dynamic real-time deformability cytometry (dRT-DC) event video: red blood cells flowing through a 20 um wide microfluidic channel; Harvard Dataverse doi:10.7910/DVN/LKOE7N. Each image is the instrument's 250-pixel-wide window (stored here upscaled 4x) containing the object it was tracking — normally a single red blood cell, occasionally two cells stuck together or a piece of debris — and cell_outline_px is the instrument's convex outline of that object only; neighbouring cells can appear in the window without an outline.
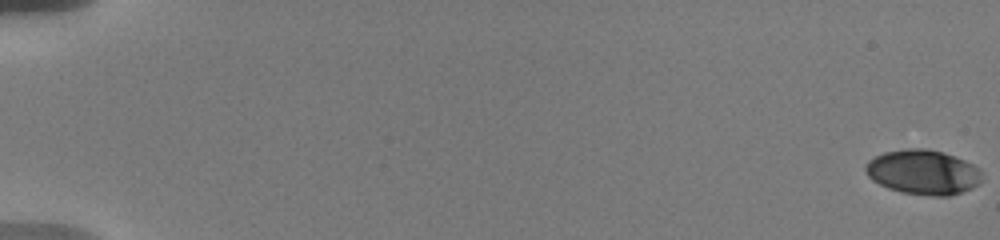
{"species": "human", "species_latin": "Homo sapiens", "temperature_condition": "warm", "stored_images_in_passage": 80, "camera_frame_rate_fps": 3000, "um_per_image_px": 0.085, "donor": {"sex": "male"}, "frame": {"image": 1, "passage_image": 1, "time_ms": 0.0, "image_size_px": [1000, 240], "cell_outline_px": [[980, 184], [972, 188], [948, 196], [928, 196], [900, 192], [888, 188], [872, 180], [868, 176], [864, 168], [868, 160], [884, 152], [904, 148], [928, 148], [944, 152], [964, 160], [980, 168]], "centroid_in_image_um": [78.45, 14.63], "position_along_channel_um": 6.6, "area_um2": 30.52}}
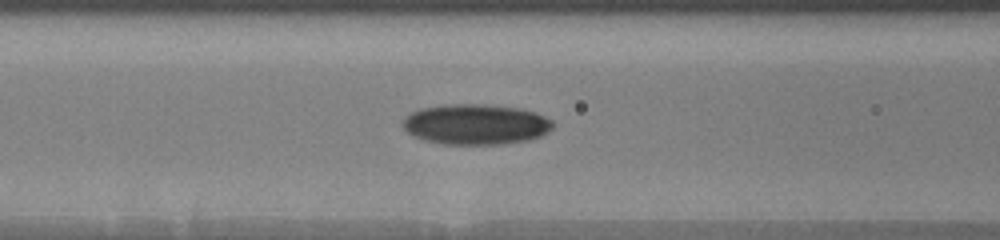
{"frame": {"image": 2, "passage_image": 32, "time_ms": 8.667, "image_size_px": [1000, 240], "cell_outline_px": [[556, 124], [548, 132], [540, 136], [528, 140], [500, 144], [444, 144], [424, 140], [412, 136], [400, 124], [404, 116], [420, 108], [444, 104], [484, 104], [520, 108], [536, 112], [552, 120]], "centroid_in_image_um": [40.42, 10.56], "position_along_channel_um": 126.2, "area_um2": 35.78}}
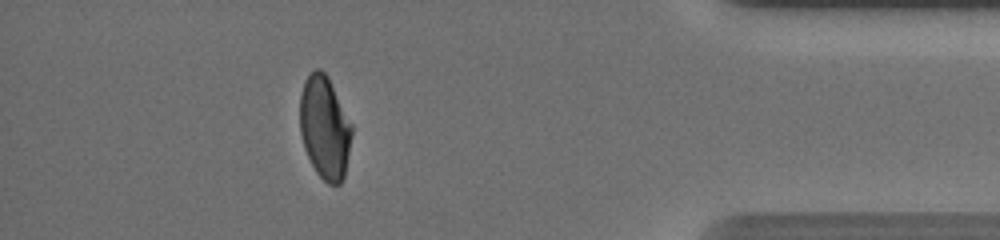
{"frame": {"image": 3, "passage_image": 72, "time_ms": 17.333, "image_size_px": [1000, 240], "cell_outline_px": [[352, 136], [344, 176], [340, 184], [328, 184], [316, 172], [304, 148], [300, 132], [300, 96], [304, 80], [316, 68], [320, 68], [328, 76], [352, 124]], "centroid_in_image_um": [27.6, 10.83], "position_along_channel_um": 407.6, "area_um2": 31.1}, "authors_computed_cell_mechanics": {"area_um2": 31.9923, "velocity_mm_per_s": 3.6425, "shape_relaxation_time_tau1_ms": 5.6217, "shape_relaxation_time_tau2_ms": 1.8427, "deformation_change_tau1": 0.172, "deformation_change_tau2": 0.0581}}